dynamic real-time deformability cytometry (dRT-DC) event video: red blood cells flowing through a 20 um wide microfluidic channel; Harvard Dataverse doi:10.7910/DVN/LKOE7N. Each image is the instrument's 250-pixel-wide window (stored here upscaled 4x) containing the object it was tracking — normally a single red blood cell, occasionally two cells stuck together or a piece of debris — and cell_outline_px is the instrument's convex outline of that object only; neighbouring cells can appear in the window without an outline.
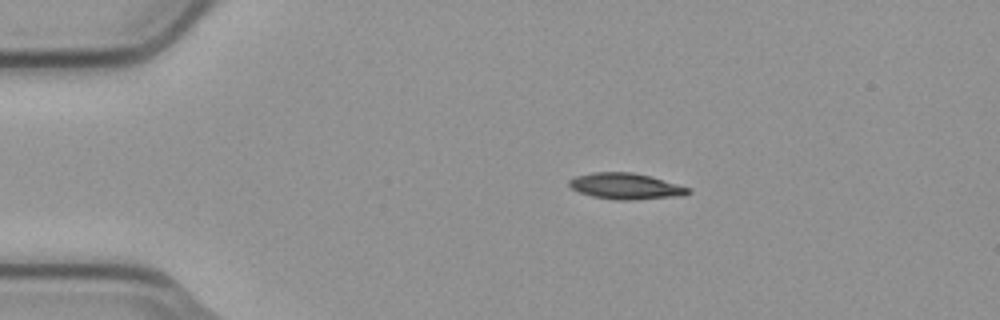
{"species": "common noctule bat (a hibernating species)", "species_latin": "Nyctalus noctula", "temperature_condition": "cold", "stored_images_in_passage": 4, "camera_frame_rate_fps": 3000, "um_per_image_px": 0.085, "animal": {"sex": "male", "body_mass_g": 23.1, "forearm_length_mm": 52.7}, "frame": {"image": 1, "passage_image": 3, "time_ms": 0.667, "image_size_px": [1000, 320], "cell_outline_px": [[692, 192], [684, 196], [636, 200], [616, 200], [592, 196], [580, 192], [572, 188], [568, 184], [568, 180], [576, 176], [592, 172], [632, 172], [648, 176], [688, 188]], "centroid_in_image_um": [53.17, 15.84], "position_along_channel_um": 31.8, "area_um2": 17.98}}